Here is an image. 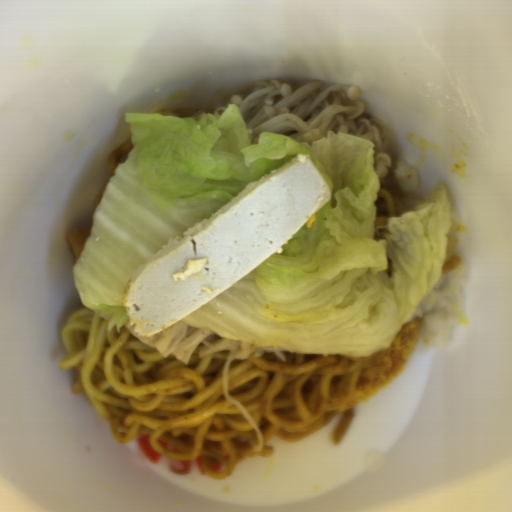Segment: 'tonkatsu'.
Here are the masks:
<instances>
[{
  "label": "tonkatsu",
  "instance_id": "d4beea91",
  "mask_svg": "<svg viewBox=\"0 0 512 512\" xmlns=\"http://www.w3.org/2000/svg\"><path fill=\"white\" fill-rule=\"evenodd\" d=\"M424 318L421 316L403 323L395 338L386 348L376 351V359L365 373L366 380L350 393L335 395L322 411L340 414L364 403L388 387L403 371L419 341Z\"/></svg>",
  "mask_w": 512,
  "mask_h": 512
},
{
  "label": "tonkatsu",
  "instance_id": "3a3dc1c2",
  "mask_svg": "<svg viewBox=\"0 0 512 512\" xmlns=\"http://www.w3.org/2000/svg\"><path fill=\"white\" fill-rule=\"evenodd\" d=\"M91 232H92V225L91 226H77V227L71 228L70 231L68 232L67 240L69 242L75 264L77 263Z\"/></svg>",
  "mask_w": 512,
  "mask_h": 512
}]
</instances>
